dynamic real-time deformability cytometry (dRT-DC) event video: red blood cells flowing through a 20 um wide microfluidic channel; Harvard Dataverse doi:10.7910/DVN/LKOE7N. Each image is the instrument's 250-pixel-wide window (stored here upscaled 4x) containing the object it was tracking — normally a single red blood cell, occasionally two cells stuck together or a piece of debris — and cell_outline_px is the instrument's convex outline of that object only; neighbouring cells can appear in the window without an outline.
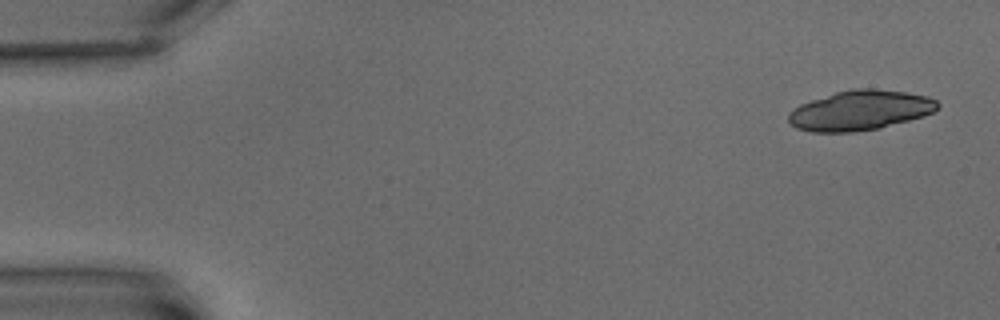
{"species": "common noctule bat (a hibernating species)", "species_latin": "Nyctalus noctula", "temperature_condition": "warm", "stored_images_in_passage": 9, "camera_frame_rate_fps": 3000, "um_per_image_px": 0.085, "animal": {"sex": "male", "body_mass_g": 15.6}, "frame": {"image": 1, "passage_image": 1, "time_ms": 0.0, "image_size_px": [1000, 320], "cell_outline_px": [[940, 104], [932, 112], [924, 116], [880, 128], [852, 132], [812, 132], [796, 128], [788, 120], [788, 112], [792, 108], [800, 104], [836, 92], [852, 88], [872, 88], [904, 92], [928, 96], [936, 100]], "centroid_in_image_um": [73.09, 9.38], "position_along_channel_um": 11.9, "area_um2": 34.62}}
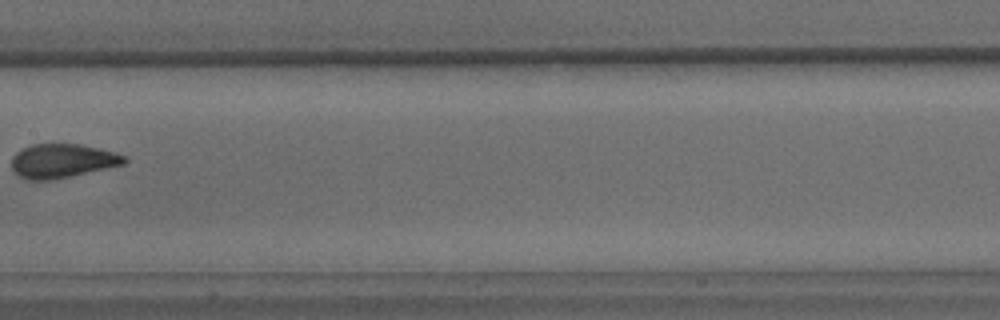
{"frame": {"image": 2, "passage_image": 9, "time_ms": 10.333, "image_size_px": [1000, 320], "cell_outline_px": [[128, 160], [124, 164], [52, 180], [24, 180], [16, 176], [12, 172], [12, 156], [16, 152], [32, 144], [80, 144], [128, 156]], "centroid_in_image_um": [5.24, 13.69], "position_along_channel_um": 202.2, "area_um2": 22.37}}